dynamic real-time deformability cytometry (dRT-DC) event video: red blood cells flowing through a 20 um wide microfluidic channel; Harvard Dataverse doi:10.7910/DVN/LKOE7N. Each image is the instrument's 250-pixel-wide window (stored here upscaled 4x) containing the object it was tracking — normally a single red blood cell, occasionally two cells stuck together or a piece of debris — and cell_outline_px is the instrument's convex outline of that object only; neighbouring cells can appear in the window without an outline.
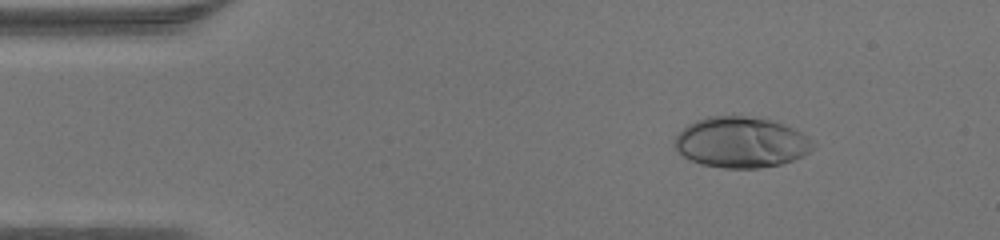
{"species": "human", "species_latin": "Homo sapiens", "temperature_condition": "warm", "stored_images_in_passage": 41, "camera_frame_rate_fps": 3000, "um_per_image_px": 0.085, "donor": {"sex": "male"}, "frame": {"image": 1, "passage_image": 1, "time_ms": 0.0, "image_size_px": [1000, 240], "cell_outline_px": [[812, 148], [804, 156], [780, 164], [760, 168], [724, 168], [700, 164], [688, 160], [676, 148], [676, 136], [688, 124], [696, 120], [708, 116], [744, 116], [772, 120], [792, 128], [800, 132], [812, 140]], "centroid_in_image_um": [62.98, 12.1], "position_along_channel_um": 22.0, "area_um2": 40.58}}
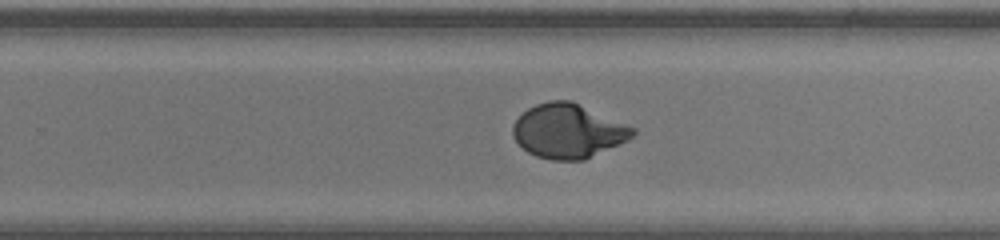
{"frame": {"image": 2, "passage_image": 24, "time_ms": 7.667, "image_size_px": [1000, 240], "cell_outline_px": [[636, 132], [628, 140], [584, 160], [552, 160], [536, 156], [528, 152], [512, 136], [512, 124], [528, 108], [536, 104], [548, 100], [572, 100], [636, 128]], "centroid_in_image_um": [48.29, 11.12], "position_along_channel_um": 281.5, "area_um2": 37.92}}
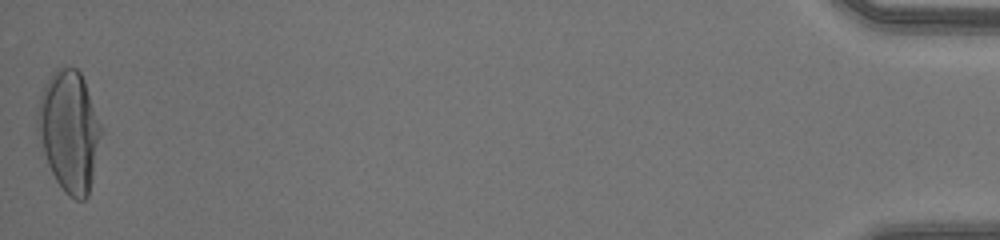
{"frame": {"image": 3, "passage_image": 41, "time_ms": 13.333, "image_size_px": [1000, 240], "cell_outline_px": [[104, 128], [88, 196], [84, 200], [76, 200], [68, 196], [64, 192], [56, 180], [48, 164], [36, 128], [36, 108], [44, 84], [52, 72], [56, 68], [64, 64], [76, 68], [80, 72], [84, 80]], "centroid_in_image_um": [5.89, 11.09], "position_along_channel_um": 429.3, "area_um2": 45.55}}